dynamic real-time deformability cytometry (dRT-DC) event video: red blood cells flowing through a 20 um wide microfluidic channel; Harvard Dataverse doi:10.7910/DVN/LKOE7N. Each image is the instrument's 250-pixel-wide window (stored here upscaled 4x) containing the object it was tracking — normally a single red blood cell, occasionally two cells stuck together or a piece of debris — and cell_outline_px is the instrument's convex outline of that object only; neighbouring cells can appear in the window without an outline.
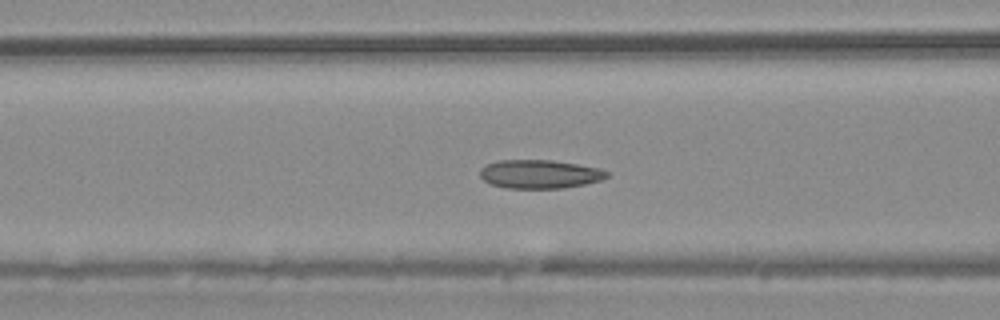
{"species": "common noctule bat (a hibernating species)", "species_latin": "Nyctalus noctula", "temperature_condition": "warm", "stored_images_in_passage": 45, "camera_frame_rate_fps": 3000, "um_per_image_px": 0.085, "animal": {"sex": "male", "body_mass_g": 20.4}, "frame": {"image": 1, "passage_image": 12, "time_ms": 3.667, "image_size_px": [1000, 320], "cell_outline_px": [[608, 176], [600, 180], [584, 184], [564, 188], [504, 188], [492, 184], [484, 180], [480, 176], [480, 168], [488, 164], [500, 160], [552, 160], [600, 168], [608, 172]], "centroid_in_image_um": [45.86, 14.8], "position_along_channel_um": 120.7, "area_um2": 21.04}}
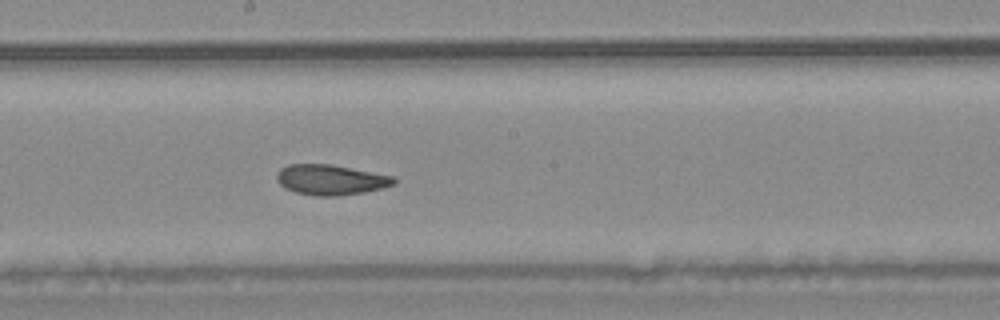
{"frame": {"image": 2, "passage_image": 20, "time_ms": 6.333, "image_size_px": [1000, 320], "cell_outline_px": [[396, 184], [384, 188], [364, 192], [336, 196], [316, 196], [296, 192], [280, 184], [276, 180], [276, 172], [280, 168], [288, 164], [328, 164], [392, 176], [396, 180]], "centroid_in_image_um": [28.09, 15.28], "position_along_channel_um": 220.1, "area_um2": 20.52}}
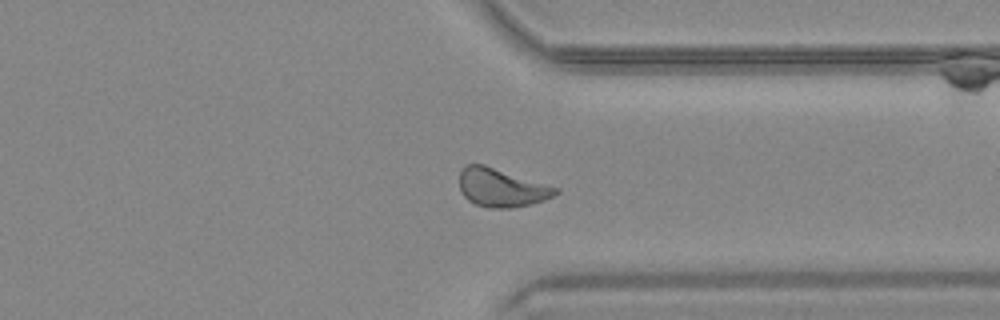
{"frame": {"image": 3, "passage_image": 32, "time_ms": 10.333, "image_size_px": [1000, 320], "cell_outline_px": [[560, 192], [544, 200], [532, 204], [512, 208], [488, 208], [476, 204], [468, 200], [464, 196], [460, 188], [460, 172], [468, 164], [484, 164], [560, 188]], "centroid_in_image_um": [42.65, 15.96], "position_along_channel_um": 368.7, "area_um2": 21.5}, "authors_computed_cell_mechanics": {"area_um2": 21.2126, "velocity_mm_per_s": 3.7268, "shape_relaxation_time_tau1_ms": null, "shape_relaxation_time_tau2_ms": 2.411, "deformation_change_tau1": null, "deformation_change_tau2": 0.0629}}